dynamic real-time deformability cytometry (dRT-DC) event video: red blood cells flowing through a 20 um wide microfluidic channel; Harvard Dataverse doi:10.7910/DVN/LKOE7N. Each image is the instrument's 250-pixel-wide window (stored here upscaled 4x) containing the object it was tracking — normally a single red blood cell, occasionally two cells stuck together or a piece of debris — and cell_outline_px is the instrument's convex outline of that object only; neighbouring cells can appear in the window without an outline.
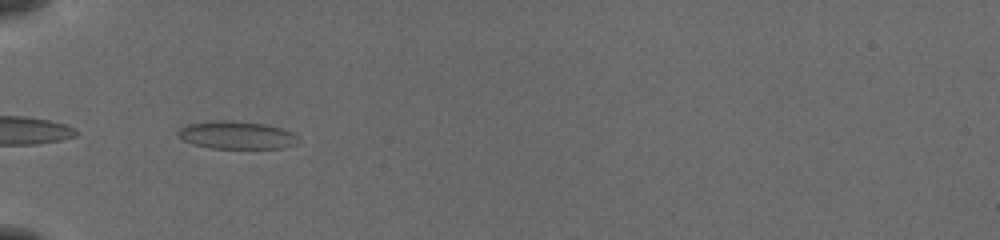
{"species": "common noctule bat (a hibernating species)", "species_latin": "Nyctalus noctula", "temperature_condition": "cold", "stored_images_in_passage": 36, "camera_frame_rate_fps": 3000, "um_per_image_px": 0.085, "animal": {"sex": "female", "body_mass_g": 19.5, "forearm_length_mm": 54.1}, "frame": {"image": 1, "passage_image": 1, "time_ms": 0.0, "image_size_px": [1000, 240], "cell_outline_px": [[300, 140], [296, 144], [280, 148], [212, 148], [192, 144], [176, 136], [176, 132], [180, 128], [188, 124], [216, 120], [232, 120], [264, 124], [280, 128], [292, 132]], "centroid_in_image_um": [20.08, 11.48], "position_along_channel_um": 64.9, "area_um2": 19.48}}
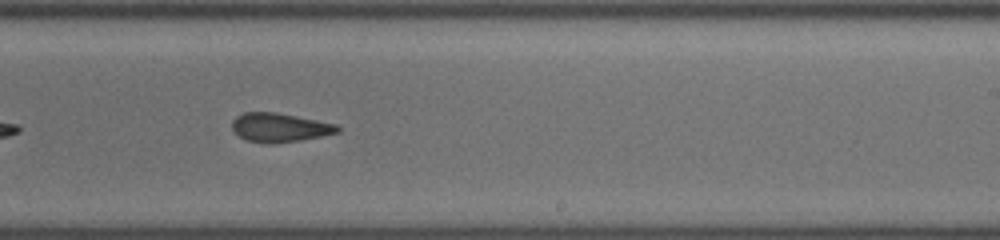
{"frame": {"image": 2, "passage_image": 17, "time_ms": 5.333, "image_size_px": [1000, 240], "cell_outline_px": [[340, 132], [300, 140], [272, 144], [268, 144], [244, 140], [232, 132], [232, 120], [236, 116], [244, 112], [276, 112], [336, 124], [340, 128]], "centroid_in_image_um": [23.71, 10.85], "position_along_channel_um": 265.3, "area_um2": 17.92}}
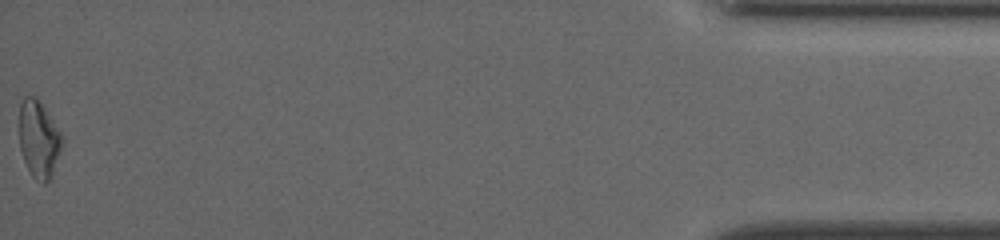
{"frame": {"image": 3, "passage_image": 36, "time_ms": 11.667, "image_size_px": [1000, 240], "cell_outline_px": [[60, 148], [52, 176], [44, 184], [36, 180], [32, 176], [24, 160], [20, 148], [20, 104], [24, 96], [36, 96], [44, 104], [60, 132]], "centroid_in_image_um": [3.27, 11.79], "position_along_channel_um": 431.9, "area_um2": 18.96}, "authors_computed_cell_mechanics": {"area_um2": 18.0625, "velocity_mm_per_s": 3.9077, "shape_relaxation_time_tau1_ms": 9.3942, "shape_relaxation_time_tau2_ms": 2.9701, "deformation_change_tau1": 0.19, "deformation_change_tau2": 0.1178}}